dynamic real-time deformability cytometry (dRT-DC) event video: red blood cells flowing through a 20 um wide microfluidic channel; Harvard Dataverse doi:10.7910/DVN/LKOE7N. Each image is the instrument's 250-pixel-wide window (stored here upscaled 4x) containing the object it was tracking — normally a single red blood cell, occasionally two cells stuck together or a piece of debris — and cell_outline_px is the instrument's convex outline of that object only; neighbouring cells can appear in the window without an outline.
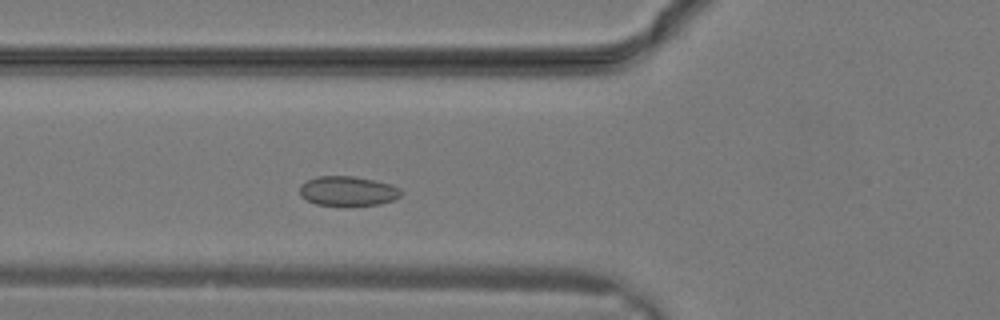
{"species": "common noctule bat (a hibernating species)", "species_latin": "Nyctalus noctula", "temperature_condition": "warm", "stored_images_in_passage": 26, "camera_frame_rate_fps": 3000, "um_per_image_px": 0.085, "animal": {"sex": "male", "body_mass_g": 19.2, "forearm_length_mm": 51.8}, "frame": {"image": 1, "passage_image": 7, "time_ms": 2.0, "image_size_px": [1000, 320], "cell_outline_px": [[404, 192], [400, 196], [392, 200], [380, 204], [316, 204], [300, 196], [300, 184], [316, 176], [352, 176], [376, 180], [392, 184], [400, 188]], "centroid_in_image_um": [29.59, 16.21], "position_along_channel_um": 96.2, "area_um2": 17.28}}
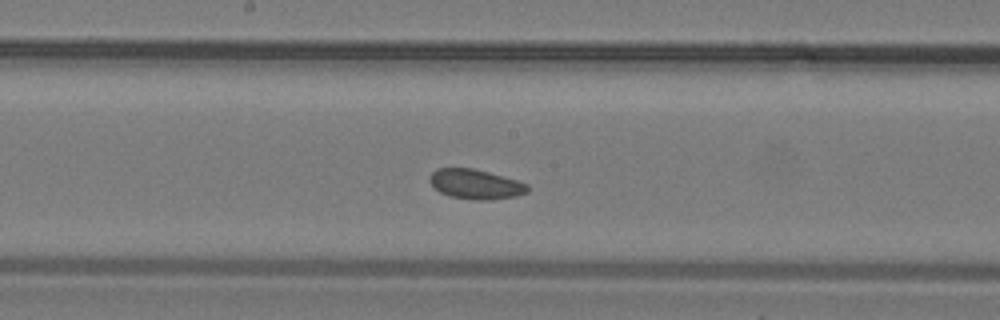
{"frame": {"image": 2, "passage_image": 12, "time_ms": 3.667, "image_size_px": [1000, 320], "cell_outline_px": [[528, 192], [516, 196], [492, 200], [480, 200], [448, 196], [440, 192], [428, 180], [432, 172], [436, 168], [472, 168], [488, 172], [516, 180], [528, 184]], "centroid_in_image_um": [40.42, 15.66], "position_along_channel_um": 207.8, "area_um2": 16.88}}
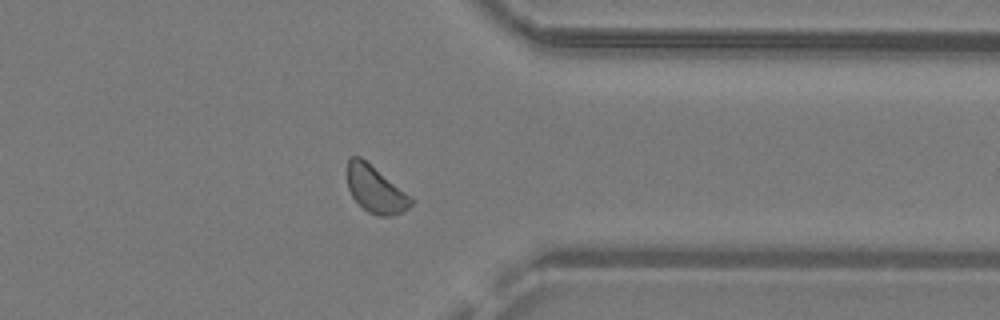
{"frame": {"image": 3, "passage_image": 20, "time_ms": 6.333, "image_size_px": [1000, 320], "cell_outline_px": [[416, 200], [408, 208], [392, 216], [376, 216], [368, 212], [352, 196], [348, 188], [348, 160], [352, 156], [360, 156], [412, 196]], "centroid_in_image_um": [31.95, 16.11], "position_along_channel_um": 379.5, "area_um2": 17.34}}